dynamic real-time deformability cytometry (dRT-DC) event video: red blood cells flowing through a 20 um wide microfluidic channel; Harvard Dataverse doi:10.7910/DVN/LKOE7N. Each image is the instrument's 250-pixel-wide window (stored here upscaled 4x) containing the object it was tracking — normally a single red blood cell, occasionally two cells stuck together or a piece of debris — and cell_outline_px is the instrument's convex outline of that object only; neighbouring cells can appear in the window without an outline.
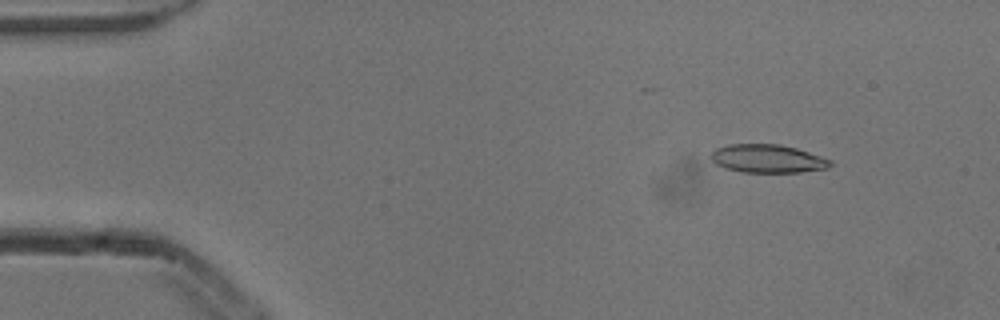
{"species": "common noctule bat (a hibernating species)", "species_latin": "Nyctalus noctula", "temperature_condition": "cold", "stored_images_in_passage": 9, "camera_frame_rate_fps": 3000, "um_per_image_px": 0.085, "animal": {"sex": "male", "body_mass_g": 13.3}, "frame": {"image": 1, "passage_image": 2, "time_ms": 0.333, "image_size_px": [1000, 320], "cell_outline_px": [[832, 164], [828, 168], [800, 172], [740, 172], [724, 168], [716, 164], [712, 160], [712, 152], [716, 148], [728, 144], [780, 144], [796, 148], [832, 160]], "centroid_in_image_um": [65.24, 13.48], "position_along_channel_um": 19.8, "area_um2": 19.65}}
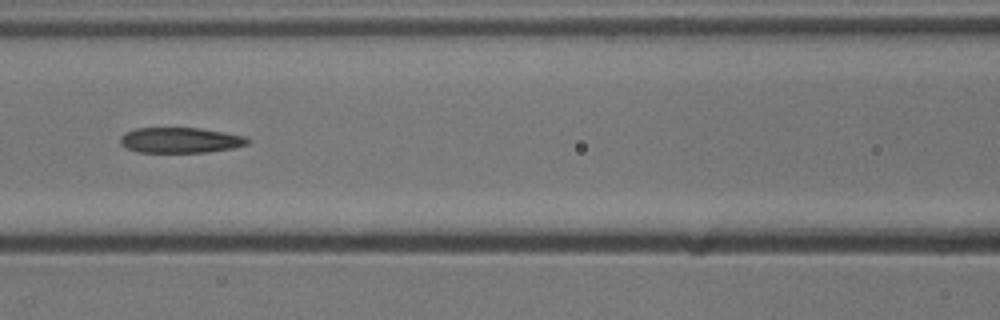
{"frame": {"image": 2, "passage_image": 6, "time_ms": 1.667, "image_size_px": [1000, 320], "cell_outline_px": [[248, 144], [232, 148], [208, 152], [136, 152], [120, 144], [120, 136], [124, 132], [136, 128], [200, 128], [224, 132], [244, 136], [248, 140]], "centroid_in_image_um": [15.28, 11.91], "position_along_channel_um": 151.3, "area_um2": 18.84}}
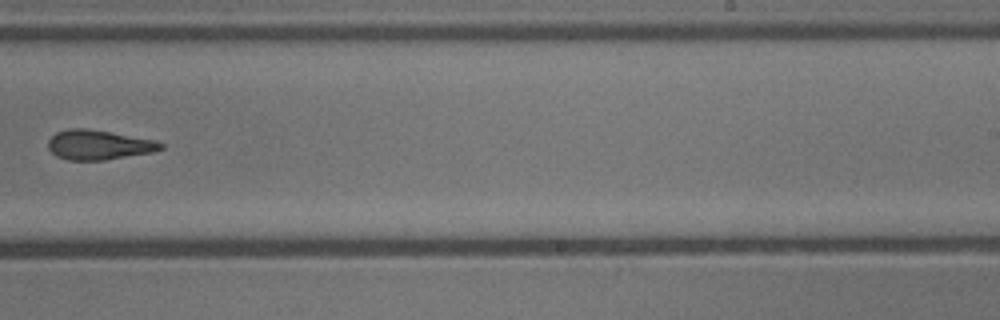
{"frame": {"image": 3, "passage_image": 9, "time_ms": 2.667, "image_size_px": [1000, 320], "cell_outline_px": [[164, 148], [152, 152], [104, 160], [68, 160], [56, 156], [48, 148], [48, 140], [56, 132], [68, 128], [88, 128], [156, 140], [164, 144]], "centroid_in_image_um": [8.38, 12.3], "position_along_channel_um": 280.6, "area_um2": 19.54}}